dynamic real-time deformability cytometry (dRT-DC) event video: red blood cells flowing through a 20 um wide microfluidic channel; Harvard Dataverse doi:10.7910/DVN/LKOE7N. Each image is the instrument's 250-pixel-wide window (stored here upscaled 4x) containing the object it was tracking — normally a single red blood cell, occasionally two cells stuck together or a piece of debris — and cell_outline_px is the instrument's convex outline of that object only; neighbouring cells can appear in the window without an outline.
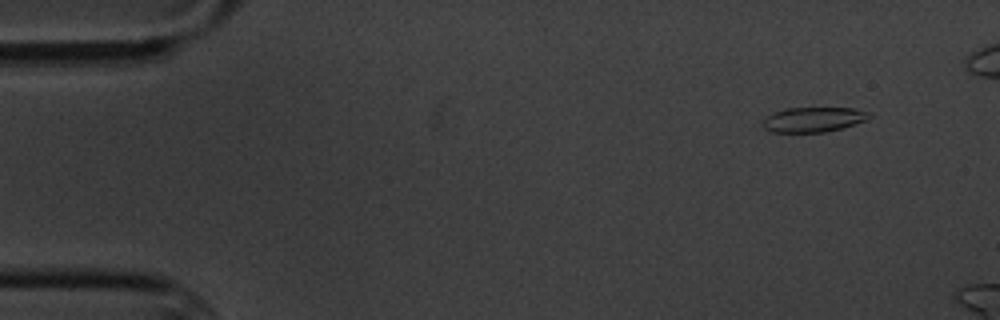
{"species": "common noctule bat (a hibernating species)", "species_latin": "Nyctalus noctula", "temperature_condition": "cold", "stored_images_in_passage": 6, "camera_frame_rate_fps": 3000, "um_per_image_px": 0.085, "animal": {"sex": "male", "body_mass_g": 20.1, "forearm_length_mm": 53.5}, "frame": {"image": 1, "passage_image": 2, "time_ms": 1.0, "image_size_px": [1000, 320], "cell_outline_px": [[872, 116], [864, 120], [840, 128], [824, 132], [772, 132], [764, 128], [760, 124], [768, 116], [784, 108], [852, 108], [872, 112]], "centroid_in_image_um": [69.12, 10.15], "position_along_channel_um": 15.9, "area_um2": 15.26}}